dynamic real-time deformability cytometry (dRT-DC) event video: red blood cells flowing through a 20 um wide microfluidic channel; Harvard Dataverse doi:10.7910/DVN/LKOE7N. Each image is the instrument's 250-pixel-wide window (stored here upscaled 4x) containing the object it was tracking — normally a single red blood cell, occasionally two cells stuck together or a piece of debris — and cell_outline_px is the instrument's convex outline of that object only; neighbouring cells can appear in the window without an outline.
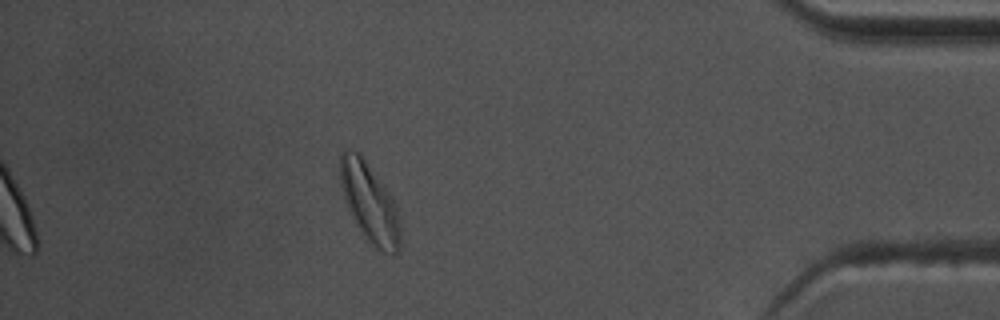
{"species": "common noctule bat (a hibernating species)", "species_latin": "Nyctalus noctula", "temperature_condition": "warm", "stored_images_in_passage": 49, "camera_frame_rate_fps": 3000, "um_per_image_px": 0.085, "animal": {"sex": "male", "body_mass_g": 17.5, "forearm_length_mm": 52.3}, "frame": {"image": 1, "passage_image": 49, "time_ms": 16.0, "image_size_px": [1000, 320], "cell_outline_px": [[400, 248], [392, 256], [372, 248], [360, 232], [348, 208], [340, 184], [340, 156], [344, 148], [348, 148], [360, 152], [384, 184], [392, 196], [396, 204], [400, 224]], "centroid_in_image_um": [31.43, 17.24], "position_along_channel_um": 403.8, "area_um2": 28.44}, "authors_computed_cell_mechanics": {"area_um2": 19.9988, "velocity_mm_per_s": 3.6805, "shape_relaxation_time_tau1_ms": 3.9485, "shape_relaxation_time_tau2_ms": 2.478, "deformation_change_tau1": 0.1426, "deformation_change_tau2": 0.0776}}